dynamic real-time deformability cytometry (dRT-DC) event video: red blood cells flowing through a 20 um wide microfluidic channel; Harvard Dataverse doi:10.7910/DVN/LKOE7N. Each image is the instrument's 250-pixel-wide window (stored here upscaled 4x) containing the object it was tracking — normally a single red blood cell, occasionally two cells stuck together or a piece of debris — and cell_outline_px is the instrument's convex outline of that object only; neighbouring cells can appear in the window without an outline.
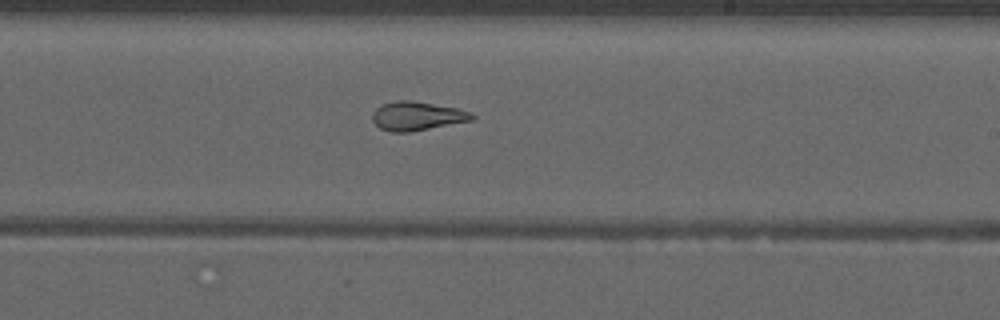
{"species": "common noctule bat (a hibernating species)", "species_latin": "Nyctalus noctula", "temperature_condition": "warm", "stored_images_in_passage": 40, "camera_frame_rate_fps": 3000, "um_per_image_px": 0.085, "animal": {"sex": "male", "forearm_length_mm": 52.5}, "frame": {"image": 1, "passage_image": 20, "time_ms": 6.333, "image_size_px": [1000, 320], "cell_outline_px": [[476, 120], [408, 132], [392, 132], [380, 128], [372, 120], [372, 112], [380, 104], [400, 100], [408, 100], [456, 108], [468, 112], [476, 116]], "centroid_in_image_um": [35.44, 9.87], "position_along_channel_um": 253.6, "area_um2": 16.65}}